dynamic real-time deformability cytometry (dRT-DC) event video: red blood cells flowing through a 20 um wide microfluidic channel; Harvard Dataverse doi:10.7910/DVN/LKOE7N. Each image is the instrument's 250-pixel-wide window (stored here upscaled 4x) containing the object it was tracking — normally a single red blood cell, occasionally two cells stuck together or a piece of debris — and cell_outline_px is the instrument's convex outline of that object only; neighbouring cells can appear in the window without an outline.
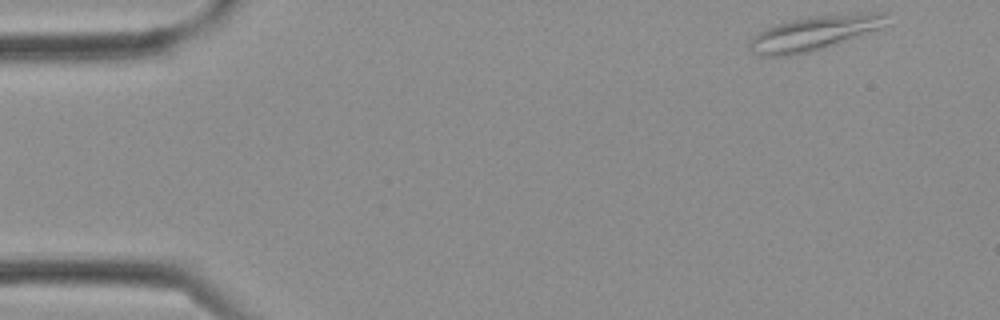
{"species": "Egyptian fruit bat (a non-hibernating species)", "species_latin": "Rousettus aegyptiacus", "temperature_condition": "cold", "stored_images_in_passage": 3, "camera_frame_rate_fps": 3000, "um_per_image_px": 0.085, "frame": {"image": 1, "passage_image": 1, "time_ms": 0.0, "image_size_px": [1000, 320], "cell_outline_px": [[892, 24], [812, 52], [788, 56], [764, 56], [752, 52], [748, 48], [748, 40], [760, 32], [768, 28], [792, 20], [808, 16], [872, 12], [880, 12]], "centroid_in_image_um": [69.21, 2.82], "position_along_channel_um": 15.8, "area_um2": 27.34}}